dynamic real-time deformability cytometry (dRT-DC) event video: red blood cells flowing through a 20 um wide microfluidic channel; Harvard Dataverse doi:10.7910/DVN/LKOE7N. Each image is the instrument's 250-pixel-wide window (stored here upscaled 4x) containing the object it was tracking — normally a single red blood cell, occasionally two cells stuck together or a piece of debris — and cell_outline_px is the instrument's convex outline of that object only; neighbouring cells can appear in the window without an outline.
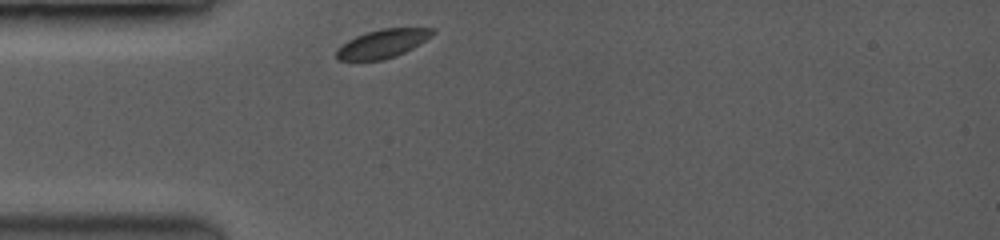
{"species": "common noctule bat (a hibernating species)", "species_latin": "Nyctalus noctula", "temperature_condition": "room temperature", "stored_images_in_passage": 38, "camera_frame_rate_fps": 3500, "um_per_image_px": 0.085, "animal": {"sex": "female", "body_mass_g": 19.0, "forearm_length_mm": 53.3}, "frame": {"image": 1, "passage_image": 1, "time_ms": 0.0, "image_size_px": [1000, 240], "cell_outline_px": [[436, 32], [432, 36], [412, 48], [396, 56], [380, 60], [336, 60], [336, 48], [348, 40], [356, 36], [380, 28], [436, 28]], "centroid_in_image_um": [32.52, 3.7], "position_along_channel_um": 52.5, "area_um2": 15.95}}
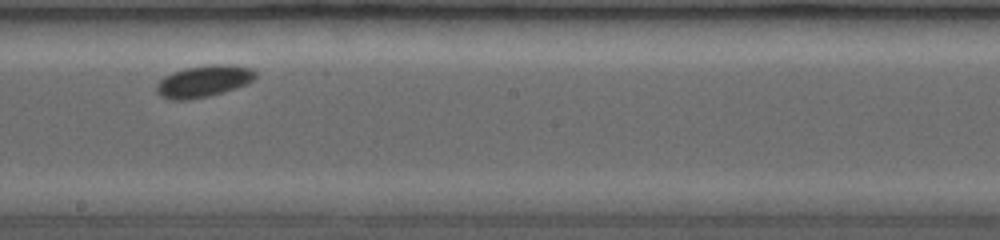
{"frame": {"image": 2, "passage_image": 18, "time_ms": 4.857, "image_size_px": [1000, 240], "cell_outline_px": [[256, 76], [248, 84], [236, 88], [204, 96], [180, 100], [176, 100], [160, 96], [156, 92], [156, 84], [164, 76], [172, 72], [184, 68], [208, 64], [232, 64], [252, 68], [256, 72]], "centroid_in_image_um": [17.31, 6.87], "position_along_channel_um": 230.9, "area_um2": 18.21}}
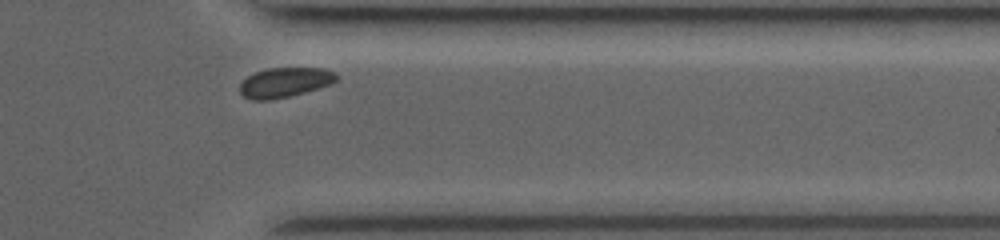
{"frame": {"image": 3, "passage_image": 34, "time_ms": 8.857, "image_size_px": [1000, 240], "cell_outline_px": [[336, 80], [332, 84], [304, 92], [272, 100], [252, 100], [244, 96], [240, 92], [240, 84], [248, 76], [256, 72], [268, 68], [320, 68], [332, 72], [336, 76]], "centroid_in_image_um": [24.17, 7.01], "position_along_channel_um": 387.2, "area_um2": 16.47}, "authors_computed_cell_mechanics": {"area_um2": 16.9643, "velocity_mm_per_s": 3.8695, "shape_relaxation_time_tau1_ms": 0.9055, "shape_relaxation_time_tau2_ms": null, "deformation_change_tau1": 0.0422, "deformation_change_tau2": null}}